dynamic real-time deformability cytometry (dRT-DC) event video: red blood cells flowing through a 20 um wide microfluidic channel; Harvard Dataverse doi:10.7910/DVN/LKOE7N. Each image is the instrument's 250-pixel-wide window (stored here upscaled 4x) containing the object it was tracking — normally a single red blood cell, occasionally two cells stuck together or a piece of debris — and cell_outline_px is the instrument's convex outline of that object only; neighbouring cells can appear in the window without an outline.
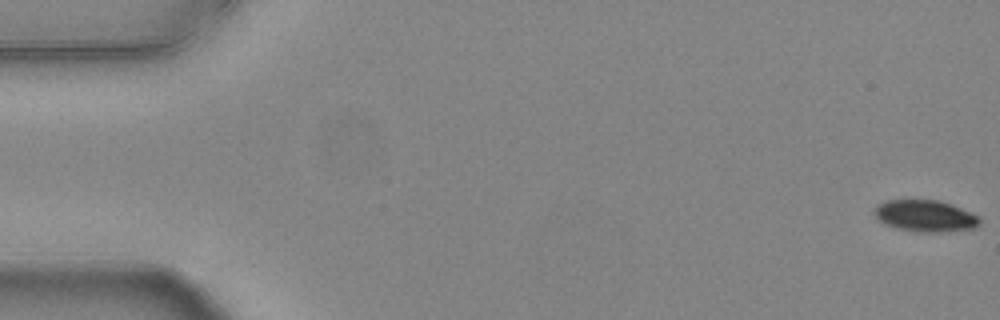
{"species": "common noctule bat (a hibernating species)", "species_latin": "Nyctalus noctula", "temperature_condition": "warm", "stored_images_in_passage": 55, "camera_frame_rate_fps": 3000, "um_per_image_px": 0.085, "animal": {"sex": "female", "body_mass_g": 24.6, "forearm_length_mm": 56.2}, "frame": {"image": 1, "passage_image": 1, "time_ms": 0.0, "image_size_px": [1000, 320], "cell_outline_px": [[980, 224], [976, 228], [940, 232], [920, 232], [896, 228], [884, 224], [876, 216], [876, 204], [888, 200], [936, 200], [960, 208], [980, 216]], "centroid_in_image_um": [78.67, 18.36], "position_along_channel_um": 6.3, "area_um2": 19.19}}
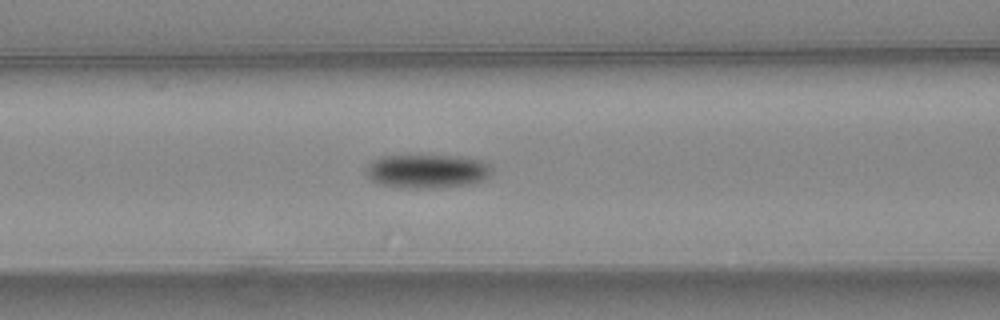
{"frame": {"image": 2, "passage_image": 23, "time_ms": 7.333, "image_size_px": [1000, 320], "cell_outline_px": [[492, 176], [484, 180], [472, 184], [440, 188], [412, 188], [380, 184], [372, 180], [368, 176], [368, 164], [380, 156], [460, 156], [480, 160], [488, 164], [492, 168]], "centroid_in_image_um": [36.39, 14.56], "position_along_channel_um": 130.2, "area_um2": 24.74}}
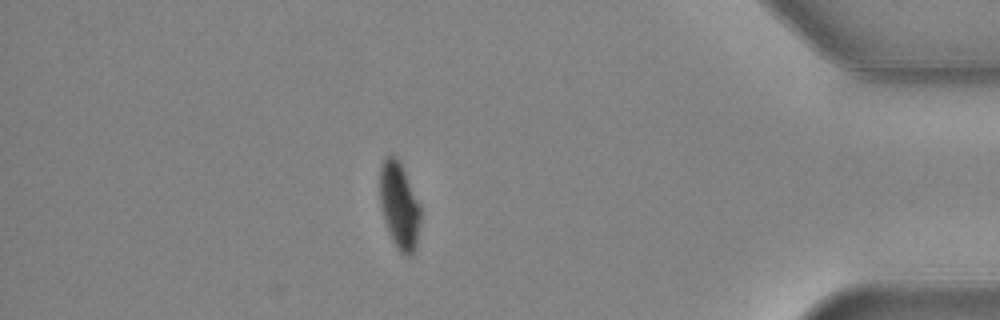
{"frame": {"image": 3, "passage_image": 48, "time_ms": 15.667, "image_size_px": [1000, 320], "cell_outline_px": [[420, 224], [416, 248], [412, 256], [404, 256], [396, 248], [392, 240], [384, 220], [380, 204], [380, 168], [384, 160], [388, 156], [396, 156], [400, 160], [420, 204]], "centroid_in_image_um": [33.95, 17.51], "position_along_channel_um": 401.2, "area_um2": 20.75}, "authors_computed_cell_mechanics": {"area_um2": 21.9062, "velocity_mm_per_s": 3.7678, "shape_relaxation_time_tau1_ms": 2.4428, "shape_relaxation_time_tau2_ms": null, "deformation_change_tau1": 0.1221, "deformation_change_tau2": null}}